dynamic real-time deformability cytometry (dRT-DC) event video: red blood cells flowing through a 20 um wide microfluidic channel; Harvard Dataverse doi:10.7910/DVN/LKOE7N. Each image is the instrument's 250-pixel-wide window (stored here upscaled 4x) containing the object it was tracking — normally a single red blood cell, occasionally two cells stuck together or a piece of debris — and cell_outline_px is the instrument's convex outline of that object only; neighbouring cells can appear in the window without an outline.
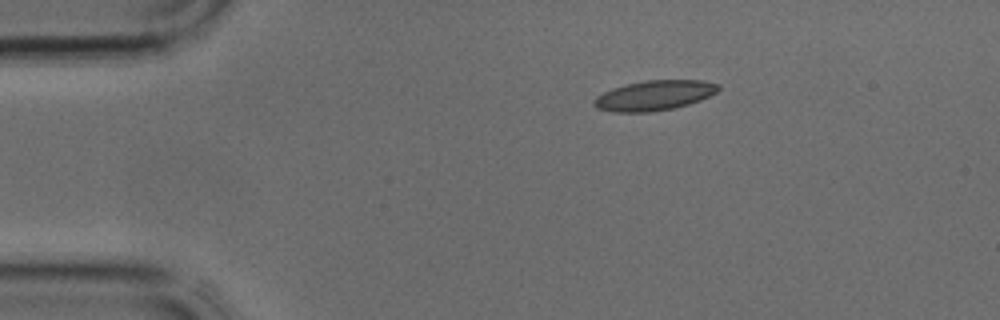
{"species": "common noctule bat (a hibernating species)", "species_latin": "Nyctalus noctula", "temperature_condition": "cold", "stored_images_in_passage": 33, "camera_frame_rate_fps": 3000, "um_per_image_px": 0.085, "animal": {"sex": "male", "body_mass_g": 17.9, "forearm_length_mm": 54.2}, "frame": {"image": 1, "passage_image": 1, "time_ms": 0.0, "image_size_px": [1000, 320], "cell_outline_px": [[720, 88], [716, 92], [700, 100], [688, 104], [672, 108], [648, 112], [612, 112], [596, 108], [592, 104], [592, 100], [596, 96], [612, 88], [628, 84], [648, 80], [704, 80], [720, 84]], "centroid_in_image_um": [55.59, 8.11], "position_along_channel_um": 29.4, "area_um2": 21.68}}
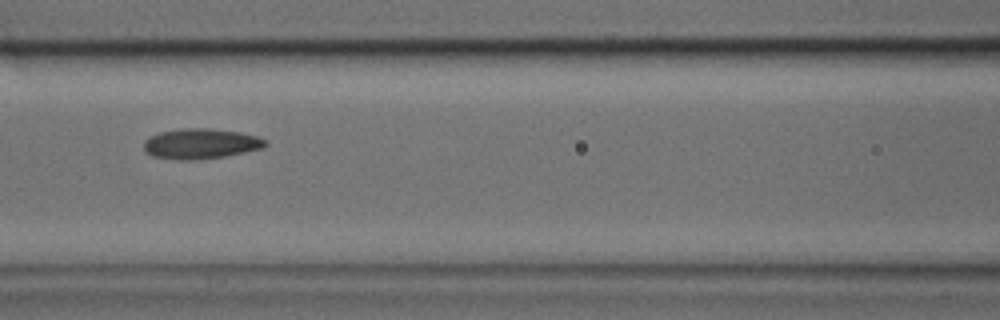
{"frame": {"image": 2, "passage_image": 11, "time_ms": 3.333, "image_size_px": [1000, 320], "cell_outline_px": [[268, 144], [264, 148], [224, 156], [196, 160], [176, 160], [152, 156], [144, 148], [144, 140], [148, 136], [160, 132], [184, 128], [208, 128], [240, 132], [256, 136], [268, 140]], "centroid_in_image_um": [17.07, 12.21], "position_along_channel_um": 149.5, "area_um2": 21.56}}
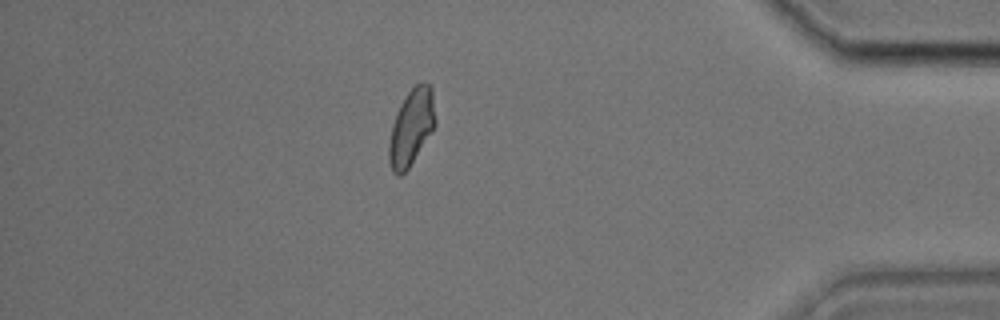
{"frame": {"image": 3, "passage_image": 28, "time_ms": 9.0, "image_size_px": [1000, 320], "cell_outline_px": [[436, 124], [432, 132], [408, 168], [400, 176], [396, 176], [392, 172], [388, 160], [388, 144], [392, 124], [396, 112], [400, 104], [408, 92], [416, 84], [432, 84], [436, 120]], "centroid_in_image_um": [34.96, 10.83], "position_along_channel_um": 400.2, "area_um2": 20.75}}